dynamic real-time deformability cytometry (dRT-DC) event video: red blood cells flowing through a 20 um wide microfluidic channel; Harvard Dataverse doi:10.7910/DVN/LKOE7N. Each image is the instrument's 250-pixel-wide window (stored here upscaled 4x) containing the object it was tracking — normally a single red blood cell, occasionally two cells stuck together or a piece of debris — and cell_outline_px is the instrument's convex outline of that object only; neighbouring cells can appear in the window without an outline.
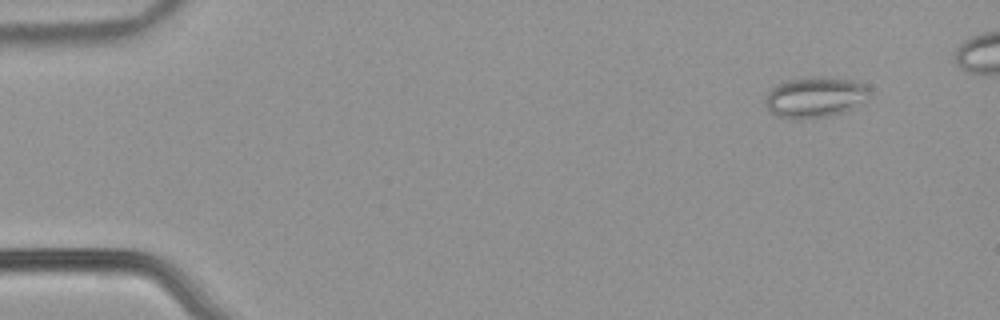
{"species": "common noctule bat (a hibernating species)", "species_latin": "Nyctalus noctula", "temperature_condition": "warm", "stored_images_in_passage": 50, "camera_frame_rate_fps": 3000, "um_per_image_px": 0.085, "animal": {"sex": "male", "body_mass_g": 21.5, "forearm_length_mm": 52.0}, "frame": {"image": 1, "passage_image": 5, "time_ms": 1.333, "image_size_px": [1000, 320], "cell_outline_px": [[872, 96], [840, 112], [828, 116], [800, 120], [780, 116], [772, 112], [764, 104], [764, 100], [768, 88], [784, 80], [804, 76], [824, 76], [852, 80], [864, 84], [872, 92]], "centroid_in_image_um": [69.22, 8.22], "position_along_channel_um": 15.8, "area_um2": 25.03}}
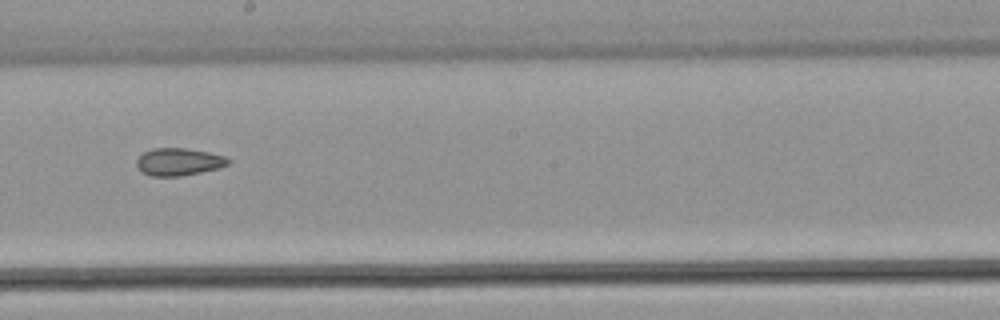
{"frame": {"image": 2, "passage_image": 31, "time_ms": 10.0, "image_size_px": [1000, 320], "cell_outline_px": [[232, 160], [228, 164], [220, 168], [180, 176], [152, 176], [140, 172], [136, 164], [136, 160], [144, 152], [152, 148], [184, 148], [208, 152], [224, 156]], "centroid_in_image_um": [15.18, 13.76], "position_along_channel_um": 233.0, "area_um2": 14.68}}
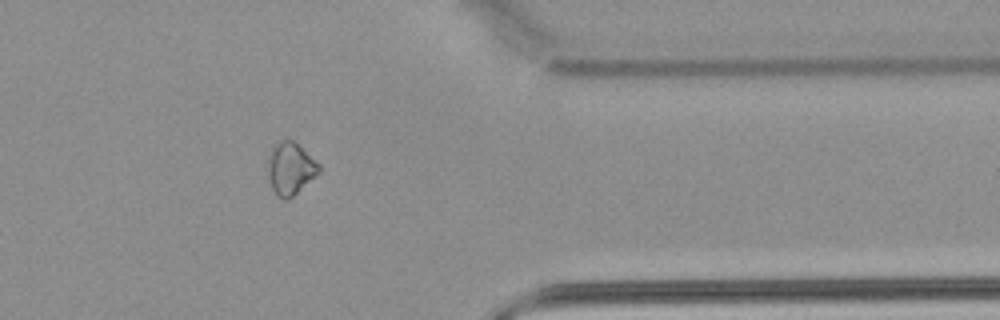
{"frame": {"image": 3, "passage_image": 44, "time_ms": 14.333, "image_size_px": [1000, 320], "cell_outline_px": [[320, 172], [288, 200], [284, 200], [276, 196], [272, 188], [268, 172], [268, 156], [272, 144], [280, 140], [292, 140], [320, 164]], "centroid_in_image_um": [24.66, 14.32], "position_along_channel_um": 386.7, "area_um2": 15.55}, "authors_computed_cell_mechanics": {"area_um2": 16.3285, "velocity_mm_per_s": 3.8588, "shape_relaxation_time_tau1_ms": null, "shape_relaxation_time_tau2_ms": 3.0927, "deformation_change_tau1": null, "deformation_change_tau2": 0.0802}}